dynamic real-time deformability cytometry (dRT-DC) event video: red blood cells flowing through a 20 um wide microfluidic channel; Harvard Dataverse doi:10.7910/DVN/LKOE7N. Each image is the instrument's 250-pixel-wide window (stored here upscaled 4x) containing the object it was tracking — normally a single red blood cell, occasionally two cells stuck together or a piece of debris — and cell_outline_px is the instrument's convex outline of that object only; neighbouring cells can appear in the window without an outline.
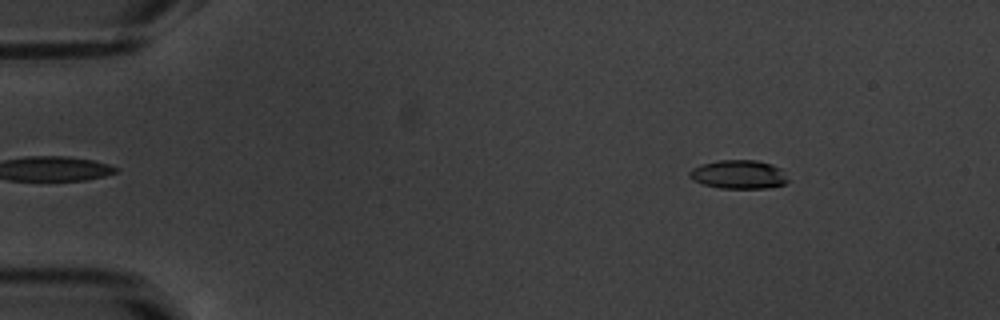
{"species": "common noctule bat (a hibernating species)", "species_latin": "Nyctalus noctula", "temperature_condition": "warm", "stored_images_in_passage": 48, "camera_frame_rate_fps": 3000, "um_per_image_px": 0.085, "animal": {"sex": "male", "body_mass_g": 20.1, "forearm_length_mm": 53.5}, "frame": {"image": 1, "passage_image": 2, "time_ms": 0.333, "image_size_px": [1000, 320], "cell_outline_px": [[788, 180], [784, 184], [768, 188], [720, 188], [704, 184], [688, 176], [688, 172], [692, 168], [700, 164], [720, 160], [756, 160], [772, 164], [780, 168]], "centroid_in_image_um": [62.78, 14.82], "position_along_channel_um": 22.2, "area_um2": 16.36}}
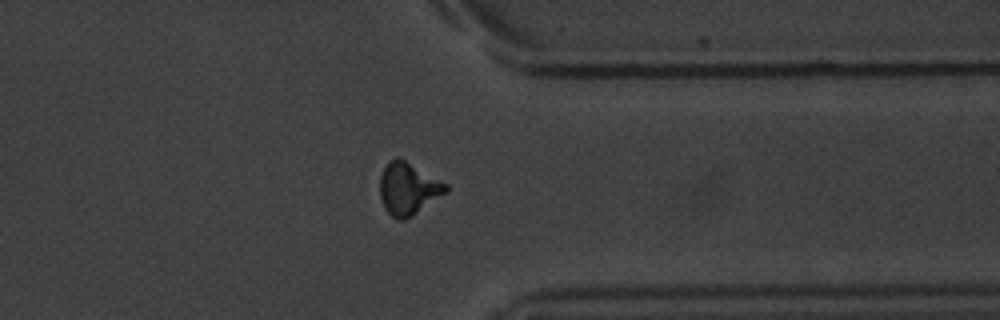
{"frame": {"image": 2, "passage_image": 37, "time_ms": 12.0, "image_size_px": [1000, 320], "cell_outline_px": [[448, 192], [412, 216], [404, 220], [400, 220], [392, 216], [384, 208], [380, 196], [380, 176], [384, 168], [396, 156], [400, 156], [448, 184]], "centroid_in_image_um": [34.72, 16.02], "position_along_channel_um": 376.7, "area_um2": 20.23}}
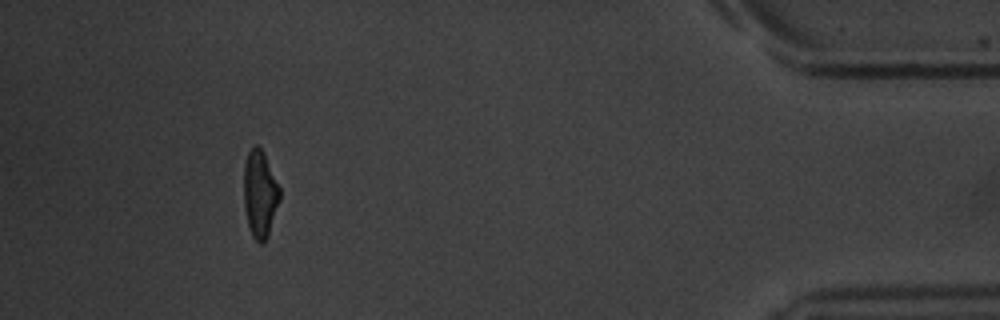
{"frame": {"image": 3, "passage_image": 44, "time_ms": 14.333, "image_size_px": [1000, 320], "cell_outline_px": [[280, 200], [268, 236], [260, 244], [252, 236], [248, 224], [244, 208], [244, 164], [248, 152], [252, 144], [256, 144], [260, 148], [280, 188]], "centroid_in_image_um": [22.08, 16.49], "position_along_channel_um": 413.1, "area_um2": 18.03}, "authors_computed_cell_mechanics": {"area_um2": 18.5249, "velocity_mm_per_s": 3.8369, "shape_relaxation_time_tau1_ms": 3.0041, "shape_relaxation_time_tau2_ms": 2.0415, "deformation_change_tau1": 0.1584, "deformation_change_tau2": 0.0815}}